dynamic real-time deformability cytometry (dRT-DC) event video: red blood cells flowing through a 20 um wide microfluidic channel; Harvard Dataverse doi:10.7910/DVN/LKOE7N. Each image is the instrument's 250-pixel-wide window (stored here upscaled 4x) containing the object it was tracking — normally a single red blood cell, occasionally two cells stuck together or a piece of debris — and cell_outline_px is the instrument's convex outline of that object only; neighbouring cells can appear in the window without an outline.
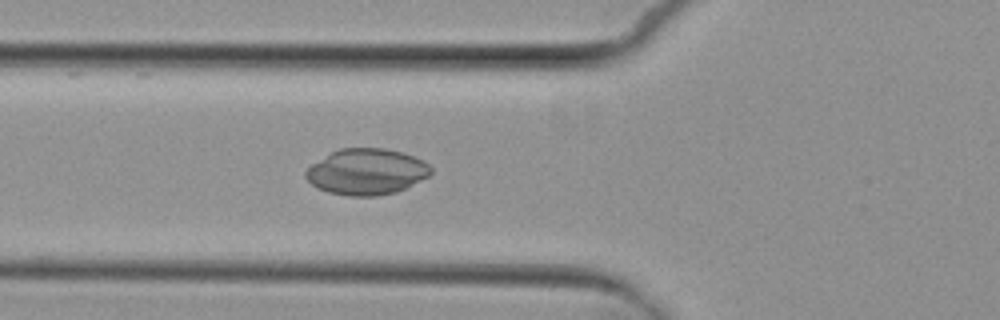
{"species": "common noctule bat (a hibernating species)", "species_latin": "Nyctalus noctula", "temperature_condition": "cold", "stored_images_in_passage": 4, "camera_frame_rate_fps": 3000, "um_per_image_px": 0.085, "animal": {"sex": "female", "body_mass_g": 29.2, "forearm_length_mm": 56.3}, "frame": {"image": 1, "passage_image": 4, "time_ms": 4.333, "image_size_px": [1000, 320], "cell_outline_px": [[432, 172], [428, 176], [396, 192], [376, 196], [348, 196], [328, 192], [316, 188], [304, 176], [304, 172], [312, 164], [332, 152], [340, 148], [384, 148], [400, 152], [412, 156], [428, 164], [432, 168]], "centroid_in_image_um": [31.12, 14.6], "position_along_channel_um": 94.7, "area_um2": 33.29}}